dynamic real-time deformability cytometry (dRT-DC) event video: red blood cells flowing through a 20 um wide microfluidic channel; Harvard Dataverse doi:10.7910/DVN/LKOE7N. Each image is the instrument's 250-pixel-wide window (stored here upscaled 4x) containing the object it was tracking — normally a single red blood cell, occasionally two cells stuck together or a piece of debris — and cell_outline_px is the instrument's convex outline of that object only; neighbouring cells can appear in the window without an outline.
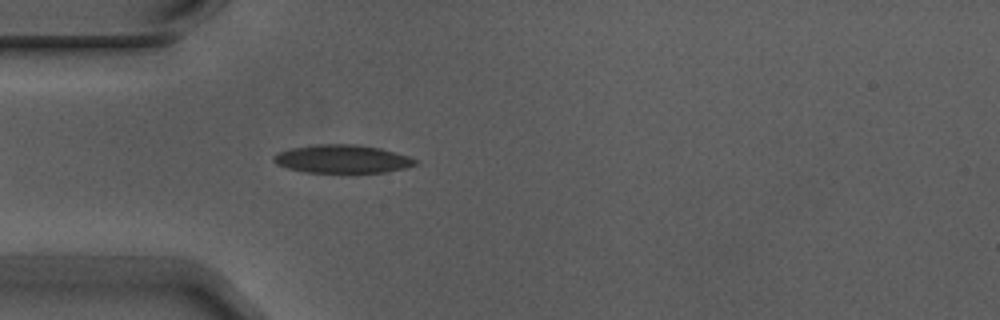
{"species": "Egyptian fruit bat (a non-hibernating species)", "species_latin": "Rousettus aegyptiacus", "temperature_condition": "warm", "stored_images_in_passage": 4, "camera_frame_rate_fps": 3000, "um_per_image_px": 0.085, "animal": {"sex": "male"}, "frame": {"image": 1, "passage_image": 4, "time_ms": 1.0, "image_size_px": [1000, 320], "cell_outline_px": [[420, 164], [404, 168], [384, 172], [304, 172], [288, 168], [276, 164], [272, 160], [272, 156], [280, 152], [292, 148], [316, 144], [356, 144], [380, 148], [408, 156], [416, 160]], "centroid_in_image_um": [29.09, 13.51], "position_along_channel_um": 55.9, "area_um2": 23.18}}